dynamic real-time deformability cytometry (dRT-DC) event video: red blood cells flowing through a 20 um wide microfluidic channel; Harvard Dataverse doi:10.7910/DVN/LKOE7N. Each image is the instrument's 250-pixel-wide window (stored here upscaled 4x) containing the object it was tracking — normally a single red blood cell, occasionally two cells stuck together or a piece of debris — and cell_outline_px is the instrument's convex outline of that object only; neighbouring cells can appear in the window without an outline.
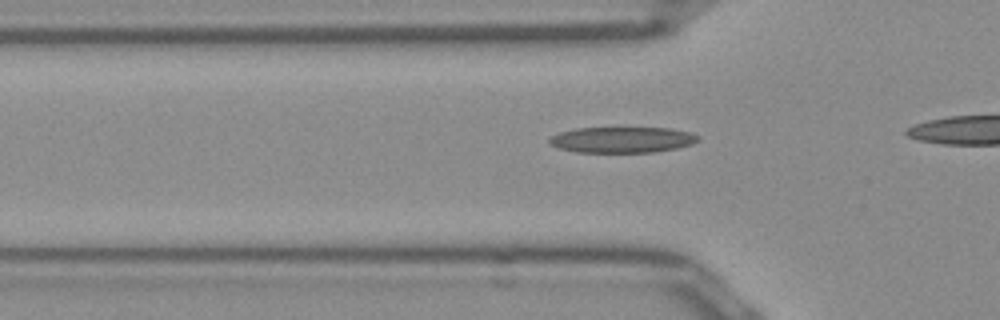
{"species": "Egyptian fruit bat (a non-hibernating species)", "species_latin": "Rousettus aegyptiacus", "temperature_condition": "room temperature", "stored_images_in_passage": 9, "camera_frame_rate_fps": 3000, "um_per_image_px": 0.085, "frame": {"image": 1, "passage_image": 3, "time_ms": 0.667, "image_size_px": [1000, 320], "cell_outline_px": [[700, 140], [692, 144], [676, 148], [652, 152], [576, 152], [560, 148], [548, 144], [548, 140], [552, 136], [560, 132], [576, 128], [668, 128], [692, 132], [700, 136]], "centroid_in_image_um": [52.9, 11.87], "position_along_channel_um": 72.9, "area_um2": 22.43}}
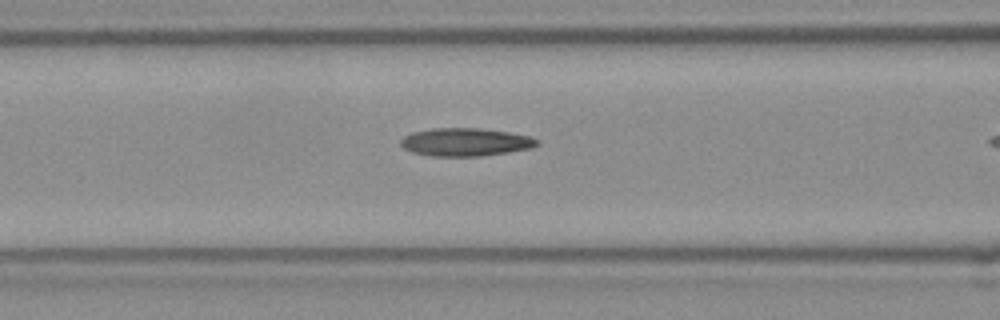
{"frame": {"image": 2, "passage_image": 7, "time_ms": 2.0, "image_size_px": [1000, 320], "cell_outline_px": [[540, 144], [532, 148], [508, 152], [480, 156], [428, 156], [412, 152], [404, 148], [400, 144], [400, 140], [404, 136], [412, 132], [432, 128], [480, 128], [508, 132], [528, 136], [540, 140]], "centroid_in_image_um": [39.56, 12.08], "position_along_channel_um": 127.0, "area_um2": 22.37}}